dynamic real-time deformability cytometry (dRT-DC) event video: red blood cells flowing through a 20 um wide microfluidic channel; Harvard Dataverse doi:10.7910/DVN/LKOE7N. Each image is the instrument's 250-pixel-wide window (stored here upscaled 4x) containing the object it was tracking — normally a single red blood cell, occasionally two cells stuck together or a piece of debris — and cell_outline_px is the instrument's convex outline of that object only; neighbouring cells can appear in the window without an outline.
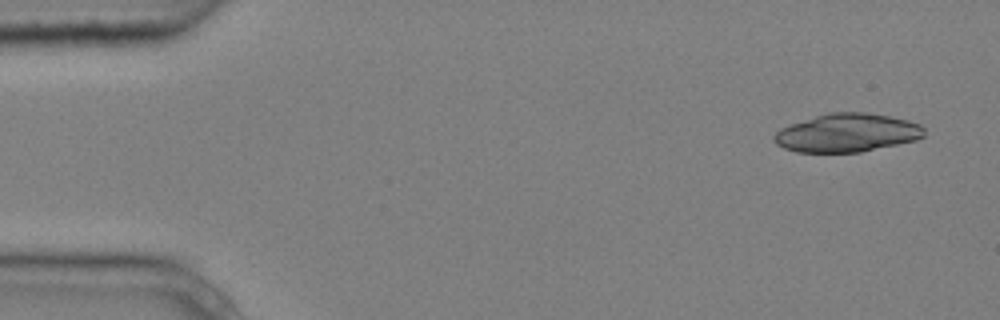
{"species": "common noctule bat (a hibernating species)", "species_latin": "Nyctalus noctula", "temperature_condition": "cold", "stored_images_in_passage": 4, "camera_frame_rate_fps": 3000, "um_per_image_px": 0.085, "animal": {"sex": "male", "body_mass_g": 20.4}, "frame": {"image": 1, "passage_image": 1, "time_ms": 0.0, "image_size_px": [1000, 320], "cell_outline_px": [[924, 136], [916, 140], [860, 152], [796, 152], [784, 148], [776, 144], [772, 140], [772, 136], [780, 128], [828, 112], [868, 112], [908, 120], [920, 124], [924, 128]], "centroid_in_image_um": [71.99, 11.29], "position_along_channel_um": 13.0, "area_um2": 33.52}}